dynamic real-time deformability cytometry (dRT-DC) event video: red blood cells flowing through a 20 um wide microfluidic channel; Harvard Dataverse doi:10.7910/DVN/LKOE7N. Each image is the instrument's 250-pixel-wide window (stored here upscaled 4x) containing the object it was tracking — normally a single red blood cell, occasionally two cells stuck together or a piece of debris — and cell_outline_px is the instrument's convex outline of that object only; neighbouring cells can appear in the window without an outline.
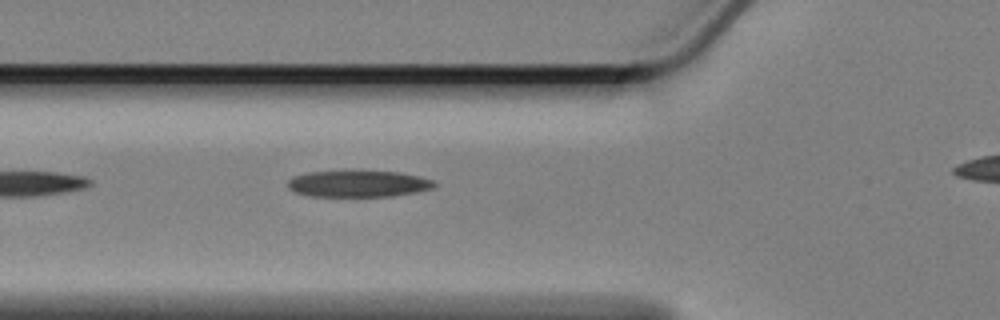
{"species": "Egyptian fruit bat (a non-hibernating species)", "species_latin": "Rousettus aegyptiacus", "temperature_condition": "cold", "stored_images_in_passage": 29, "camera_frame_rate_fps": 3000, "um_per_image_px": 0.085, "animal": {"sex": "female"}, "frame": {"image": 1, "passage_image": 4, "time_ms": 1.0, "image_size_px": [1000, 320], "cell_outline_px": [[436, 184], [432, 188], [416, 192], [392, 196], [312, 196], [296, 192], [288, 188], [288, 180], [292, 176], [308, 172], [400, 172], [420, 176], [432, 180]], "centroid_in_image_um": [30.45, 15.63], "position_along_channel_um": 95.4, "area_um2": 22.25}}